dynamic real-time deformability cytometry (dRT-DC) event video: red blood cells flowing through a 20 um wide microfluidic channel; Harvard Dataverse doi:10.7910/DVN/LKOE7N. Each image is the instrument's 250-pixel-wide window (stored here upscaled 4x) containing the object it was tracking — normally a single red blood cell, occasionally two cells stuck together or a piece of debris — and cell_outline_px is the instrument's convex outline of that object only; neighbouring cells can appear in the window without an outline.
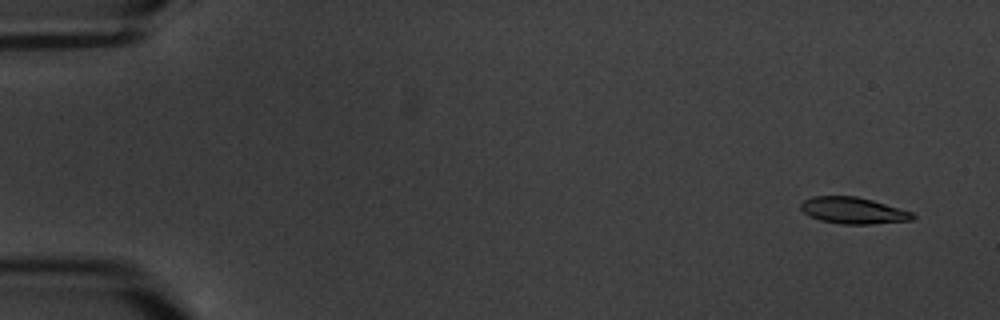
{"species": "common noctule bat (a hibernating species)", "species_latin": "Nyctalus noctula", "temperature_condition": "warm", "stored_images_in_passage": 6, "camera_frame_rate_fps": 3000, "um_per_image_px": 0.085, "animal": {"sex": "male", "body_mass_g": 20.1, "forearm_length_mm": 53.5}, "frame": {"image": 1, "passage_image": 1, "time_ms": 0.0, "image_size_px": [1000, 320], "cell_outline_px": [[916, 216], [912, 220], [868, 224], [840, 224], [820, 220], [804, 212], [800, 208], [800, 204], [804, 200], [812, 196], [856, 196], [872, 200], [912, 212]], "centroid_in_image_um": [72.51, 17.89], "position_along_channel_um": 12.5, "area_um2": 17.11}}
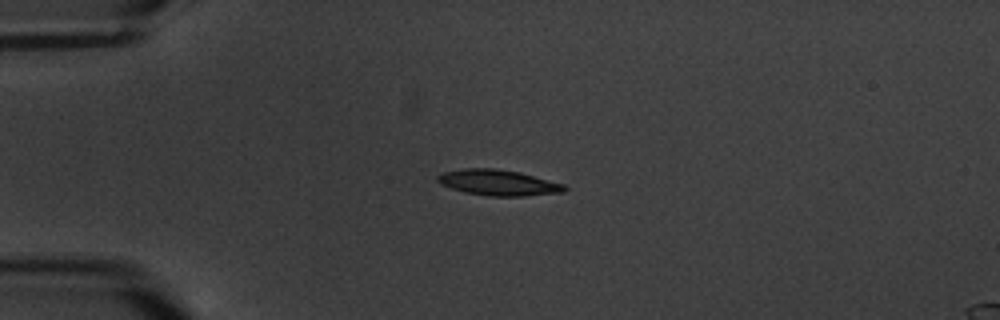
{"frame": {"image": 2, "passage_image": 4, "time_ms": 4.0, "image_size_px": [1000, 320], "cell_outline_px": [[568, 188], [564, 192], [524, 196], [488, 196], [464, 192], [440, 184], [436, 180], [436, 176], [444, 172], [464, 168], [492, 168], [520, 172], [564, 184]], "centroid_in_image_um": [42.35, 15.52], "position_along_channel_um": 42.7, "area_um2": 19.07}}